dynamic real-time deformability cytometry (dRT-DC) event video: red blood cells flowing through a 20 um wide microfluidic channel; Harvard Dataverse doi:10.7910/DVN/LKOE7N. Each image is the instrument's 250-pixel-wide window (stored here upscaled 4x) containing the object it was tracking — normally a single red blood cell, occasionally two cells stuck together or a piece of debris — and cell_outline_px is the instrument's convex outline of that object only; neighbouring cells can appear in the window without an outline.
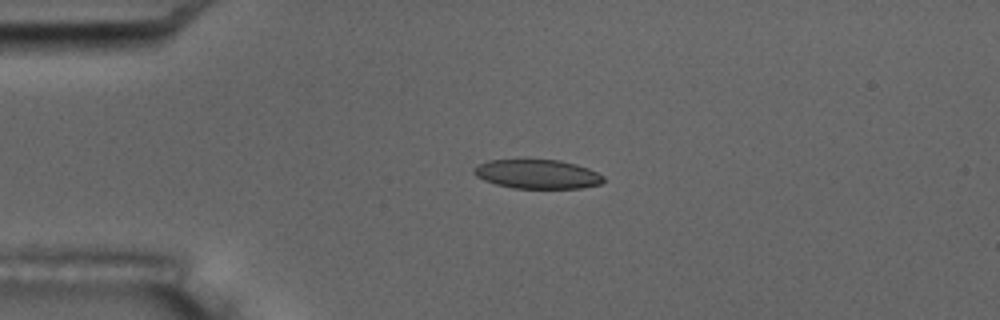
{"species": "common noctule bat (a hibernating species)", "species_latin": "Nyctalus noctula", "temperature_condition": "room temperature", "stored_images_in_passage": 6, "camera_frame_rate_fps": 3000, "um_per_image_px": 0.085, "animal": {"sex": "male", "body_mass_g": 17.5, "forearm_length_mm": 52.3}, "frame": {"image": 1, "passage_image": 4, "time_ms": 4.333, "image_size_px": [1000, 320], "cell_outline_px": [[604, 180], [600, 184], [580, 188], [512, 188], [496, 184], [484, 180], [476, 176], [472, 172], [472, 168], [476, 164], [488, 160], [524, 156], [560, 160], [576, 164], [588, 168], [604, 176]], "centroid_in_image_um": [45.58, 14.74], "position_along_channel_um": 39.4, "area_um2": 23.06}}